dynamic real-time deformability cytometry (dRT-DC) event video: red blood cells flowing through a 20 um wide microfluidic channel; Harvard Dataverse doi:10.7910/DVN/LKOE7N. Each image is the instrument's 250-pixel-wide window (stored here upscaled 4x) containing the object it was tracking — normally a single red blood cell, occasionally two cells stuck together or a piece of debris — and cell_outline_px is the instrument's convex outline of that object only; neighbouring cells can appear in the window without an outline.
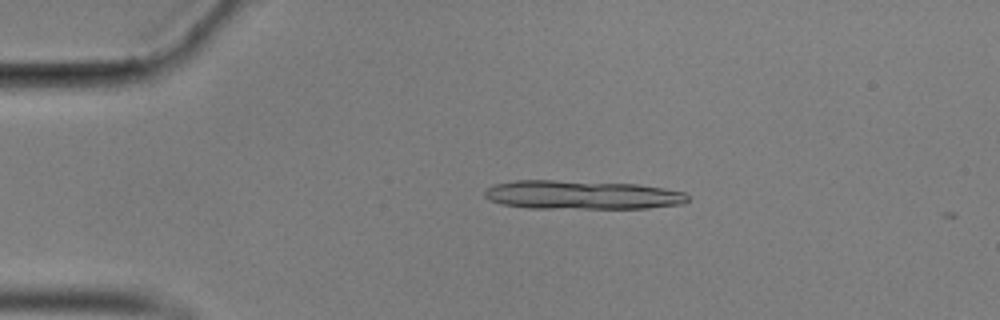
{"species": "common noctule bat (a hibernating species)", "species_latin": "Nyctalus noctula", "temperature_condition": "cold", "stored_images_in_passage": 14, "camera_frame_rate_fps": 3000, "um_per_image_px": 0.085, "animal": {"sex": "male", "body_mass_g": 17.9}, "frame": {"image": 1, "passage_image": 11, "time_ms": 3.333, "image_size_px": [1000, 320], "cell_outline_px": [[688, 200], [684, 204], [648, 208], [528, 208], [500, 204], [488, 200], [484, 196], [484, 192], [488, 188], [496, 184], [516, 180], [556, 180], [636, 184], [664, 188], [684, 192], [688, 196]], "centroid_in_image_um": [49.45, 16.57], "position_along_channel_um": 35.5, "area_um2": 34.22}}